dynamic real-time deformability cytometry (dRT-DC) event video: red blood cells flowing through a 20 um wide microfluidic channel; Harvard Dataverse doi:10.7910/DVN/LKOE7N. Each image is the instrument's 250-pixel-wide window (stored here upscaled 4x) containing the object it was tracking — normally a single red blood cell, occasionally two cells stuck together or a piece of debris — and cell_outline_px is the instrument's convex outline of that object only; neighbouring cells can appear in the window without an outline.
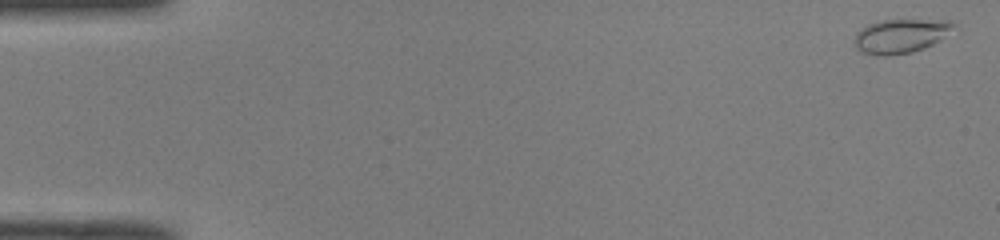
{"species": "common noctule bat (a hibernating species)", "species_latin": "Nyctalus noctula", "temperature_condition": "room temperature", "stored_images_in_passage": 51, "camera_frame_rate_fps": 3000, "um_per_image_px": 0.085, "animal": {"sex": "male", "body_mass_g": 19.0, "forearm_length_mm": 50.8}, "frame": {"image": 1, "passage_image": 2, "time_ms": 0.333, "image_size_px": [1000, 240], "cell_outline_px": [[956, 24], [940, 40], [924, 48], [912, 52], [888, 56], [876, 56], [864, 52], [856, 48], [852, 40], [856, 32], [860, 28], [868, 24], [884, 20], [952, 20]], "centroid_in_image_um": [76.5, 3.06], "position_along_channel_um": 8.5, "area_um2": 19.77}}
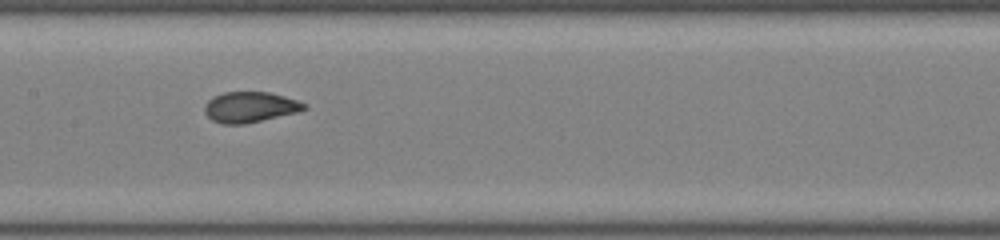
{"frame": {"image": 2, "passage_image": 26, "time_ms": 8.333, "image_size_px": [1000, 240], "cell_outline_px": [[308, 108], [296, 112], [244, 124], [224, 124], [212, 120], [204, 112], [204, 108], [208, 100], [212, 96], [224, 92], [268, 92], [284, 96], [308, 104]], "centroid_in_image_um": [21.23, 9.09], "position_along_channel_um": 186.2, "area_um2": 17.63}}
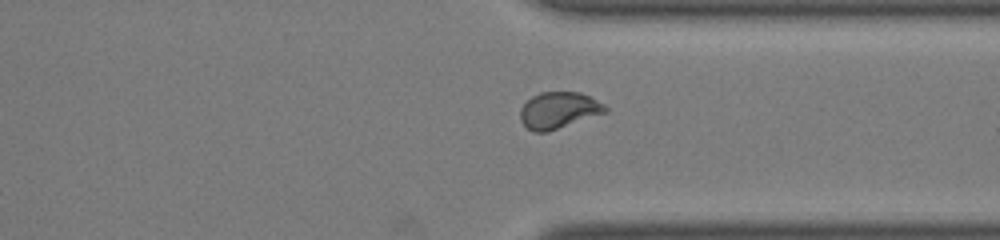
{"frame": {"image": 3, "passage_image": 39, "time_ms": 12.667, "image_size_px": [1000, 240], "cell_outline_px": [[608, 112], [548, 132], [532, 132], [520, 120], [520, 108], [532, 96], [540, 92], [580, 92], [604, 104], [608, 108]], "centroid_in_image_um": [47.49, 9.38], "position_along_channel_um": 363.9, "area_um2": 18.15}}